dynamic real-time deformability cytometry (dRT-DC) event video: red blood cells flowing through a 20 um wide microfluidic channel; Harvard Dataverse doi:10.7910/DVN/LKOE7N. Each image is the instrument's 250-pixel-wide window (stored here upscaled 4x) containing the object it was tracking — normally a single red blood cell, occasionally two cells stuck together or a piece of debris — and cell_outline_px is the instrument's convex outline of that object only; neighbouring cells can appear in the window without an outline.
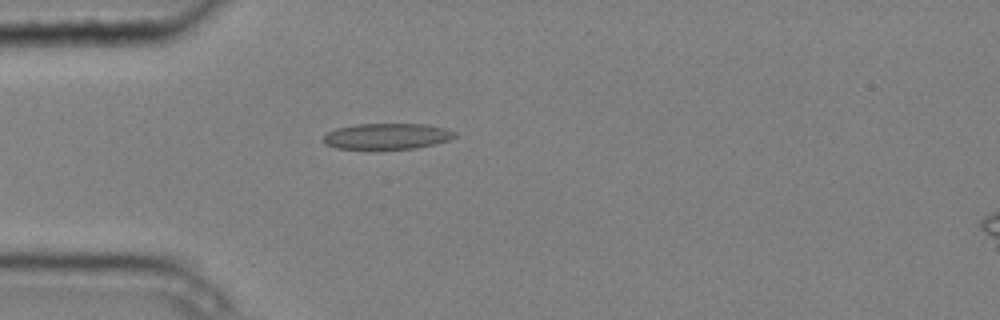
{"species": "common noctule bat (a hibernating species)", "species_latin": "Nyctalus noctula", "temperature_condition": "cold", "stored_images_in_passage": 3, "camera_frame_rate_fps": 3000, "um_per_image_px": 0.085, "animal": {"sex": "male", "body_mass_g": 20.4}, "frame": {"image": 1, "passage_image": 3, "time_ms": 0.667, "image_size_px": [1000, 320], "cell_outline_px": [[456, 136], [448, 140], [436, 144], [416, 148], [336, 148], [324, 144], [324, 136], [328, 132], [336, 128], [356, 124], [428, 124], [448, 128], [456, 132]], "centroid_in_image_um": [32.94, 11.56], "position_along_channel_um": 52.1, "area_um2": 19.77}}